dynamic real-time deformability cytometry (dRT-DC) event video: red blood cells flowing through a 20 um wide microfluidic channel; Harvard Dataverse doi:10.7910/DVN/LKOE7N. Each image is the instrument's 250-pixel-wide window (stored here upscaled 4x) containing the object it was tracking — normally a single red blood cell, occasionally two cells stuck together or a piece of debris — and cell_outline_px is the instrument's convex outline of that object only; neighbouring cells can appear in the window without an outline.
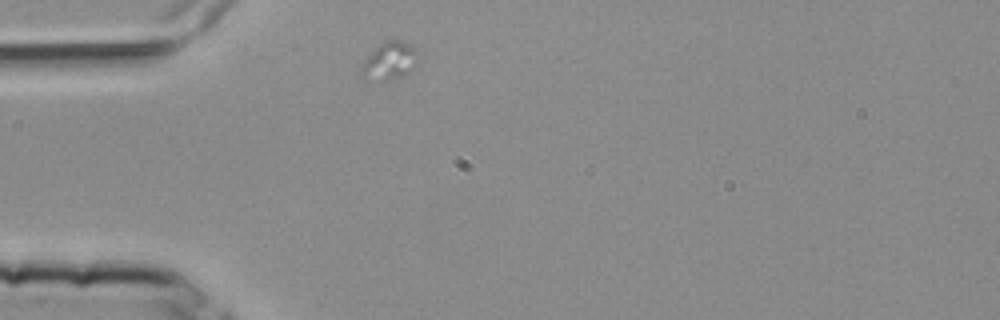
{"species": "common noctule bat (a hibernating species)", "species_latin": "Nyctalus noctula", "temperature_condition": "room temperature", "stored_images_in_passage": 1, "camera_frame_rate_fps": 3000, "um_per_image_px": 0.085, "animal": {"sex": "female", "body_mass_g": 25.1}, "frame": {"image": 1, "passage_image": 1, "time_ms": 0.0, "image_size_px": [1000, 320], "cell_outline_px": [[420, 56], [416, 64], [408, 72], [400, 76], [384, 80], [360, 80], [360, 64], [384, 40], [400, 40], [408, 44]], "centroid_in_image_um": [33.04, 5.2], "position_along_channel_um": 52.0, "area_um2": 12.43}}